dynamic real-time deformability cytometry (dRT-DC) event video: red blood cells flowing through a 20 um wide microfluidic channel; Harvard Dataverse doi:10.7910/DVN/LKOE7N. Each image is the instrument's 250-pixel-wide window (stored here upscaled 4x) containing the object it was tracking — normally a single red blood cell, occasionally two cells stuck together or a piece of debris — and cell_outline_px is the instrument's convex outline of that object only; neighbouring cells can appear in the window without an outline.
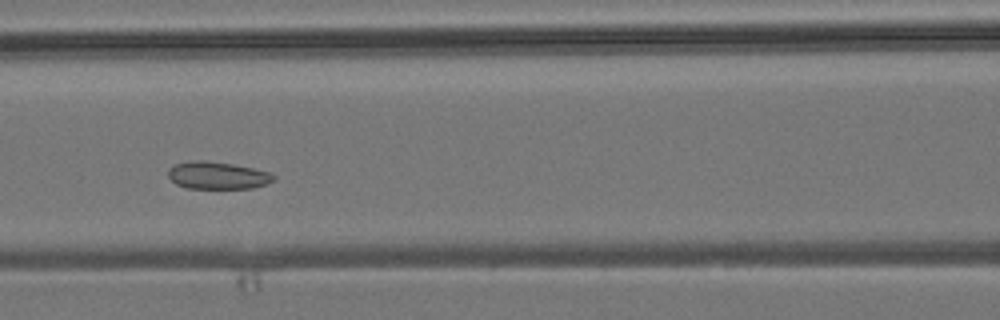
{"species": "common noctule bat (a hibernating species)", "species_latin": "Nyctalus noctula", "temperature_condition": "room temperature", "stored_images_in_passage": 8, "camera_frame_rate_fps": 3000, "um_per_image_px": 0.085, "animal": {"sex": "male", "body_mass_g": 19.2, "forearm_length_mm": 51.8}, "frame": {"image": 1, "passage_image": 6, "time_ms": 5.667, "image_size_px": [1000, 320], "cell_outline_px": [[276, 180], [252, 188], [188, 188], [176, 184], [168, 176], [168, 168], [176, 164], [192, 160], [204, 160], [232, 164], [272, 172], [276, 176]], "centroid_in_image_um": [18.5, 14.9], "position_along_channel_um": 148.1, "area_um2": 16.82}}
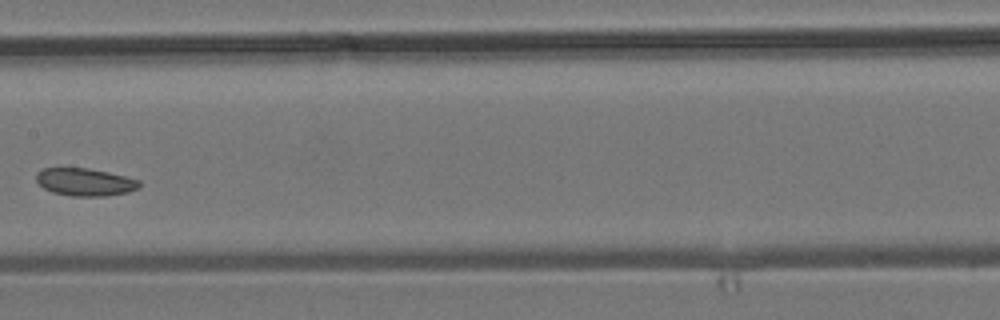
{"frame": {"image": 2, "passage_image": 7, "time_ms": 7.0, "image_size_px": [1000, 320], "cell_outline_px": [[140, 188], [128, 192], [104, 196], [72, 196], [52, 192], [44, 188], [36, 180], [36, 172], [44, 168], [88, 168], [108, 172], [140, 180]], "centroid_in_image_um": [7.23, 15.47], "position_along_channel_um": 200.2, "area_um2": 16.59}}
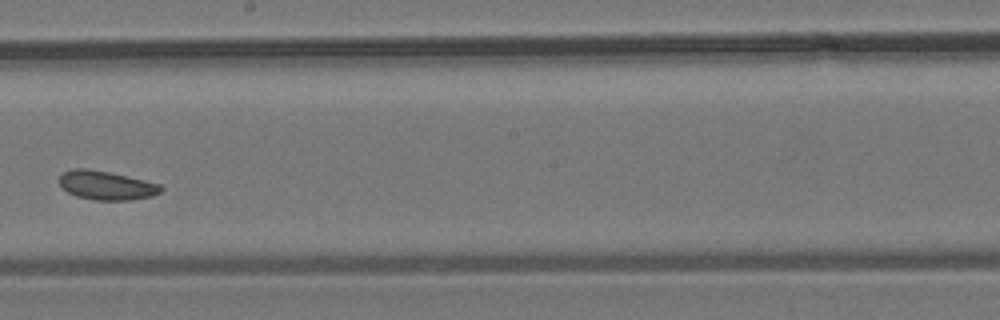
{"frame": {"image": 3, "passage_image": 8, "time_ms": 8.0, "image_size_px": [1000, 320], "cell_outline_px": [[164, 188], [160, 192], [152, 196], [128, 200], [96, 200], [76, 196], [68, 192], [60, 184], [60, 176], [64, 172], [72, 168], [88, 168], [108, 172], [144, 180], [160, 184]], "centroid_in_image_um": [9.05, 15.75], "position_along_channel_um": 239.2, "area_um2": 16.94}}